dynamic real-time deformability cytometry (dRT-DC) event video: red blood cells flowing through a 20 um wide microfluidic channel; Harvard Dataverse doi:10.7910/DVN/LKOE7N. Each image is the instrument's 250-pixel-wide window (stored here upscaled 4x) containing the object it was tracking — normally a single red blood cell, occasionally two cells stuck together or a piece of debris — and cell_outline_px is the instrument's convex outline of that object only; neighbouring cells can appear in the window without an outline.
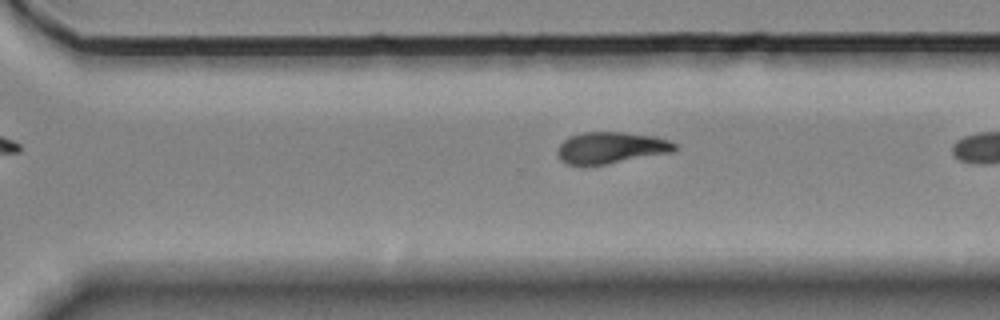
{"species": "Egyptian fruit bat (a non-hibernating species)", "species_latin": "Rousettus aegyptiacus", "temperature_condition": "room temperature", "stored_images_in_passage": 21, "camera_frame_rate_fps": 3000, "um_per_image_px": 0.085, "animal": {"sex": "female"}, "frame": {"image": 1, "passage_image": 19, "time_ms": 6.0, "image_size_px": [1000, 320], "cell_outline_px": [[676, 148], [672, 152], [608, 164], [568, 164], [560, 160], [556, 152], [556, 148], [568, 136], [584, 132], [624, 132], [656, 136], [668, 140], [676, 144]], "centroid_in_image_um": [51.92, 12.54], "position_along_channel_um": 318.7, "area_um2": 21.56}}